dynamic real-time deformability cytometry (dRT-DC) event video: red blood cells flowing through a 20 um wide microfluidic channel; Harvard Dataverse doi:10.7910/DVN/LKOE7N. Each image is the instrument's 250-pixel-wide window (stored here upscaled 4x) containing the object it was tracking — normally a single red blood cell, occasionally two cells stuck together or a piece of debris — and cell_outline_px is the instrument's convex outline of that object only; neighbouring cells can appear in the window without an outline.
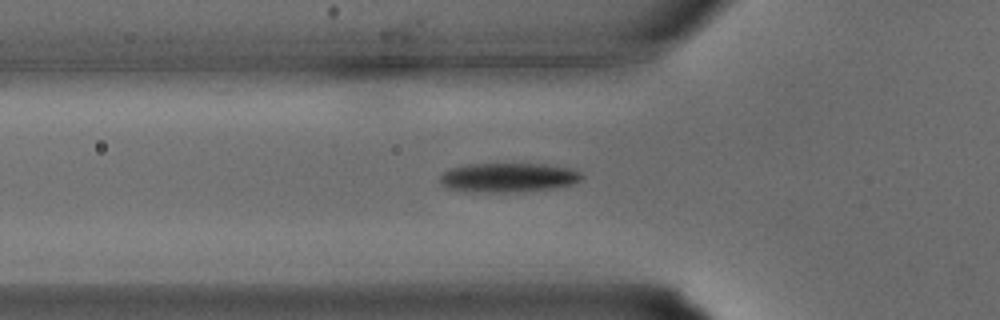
{"species": "common noctule bat (a hibernating species)", "species_latin": "Nyctalus noctula", "temperature_condition": "warm", "stored_images_in_passage": 31, "camera_frame_rate_fps": 3000, "um_per_image_px": 0.085, "animal": {"sex": "male", "body_mass_g": 15.6}, "frame": {"image": 1, "passage_image": 11, "time_ms": 3.333, "image_size_px": [1000, 320], "cell_outline_px": [[584, 176], [580, 180], [572, 184], [552, 188], [508, 192], [472, 192], [444, 188], [440, 184], [440, 176], [448, 168], [468, 164], [544, 164], [568, 168], [580, 172]], "centroid_in_image_um": [43.13, 15.09], "position_along_channel_um": 82.7, "area_um2": 24.16}}
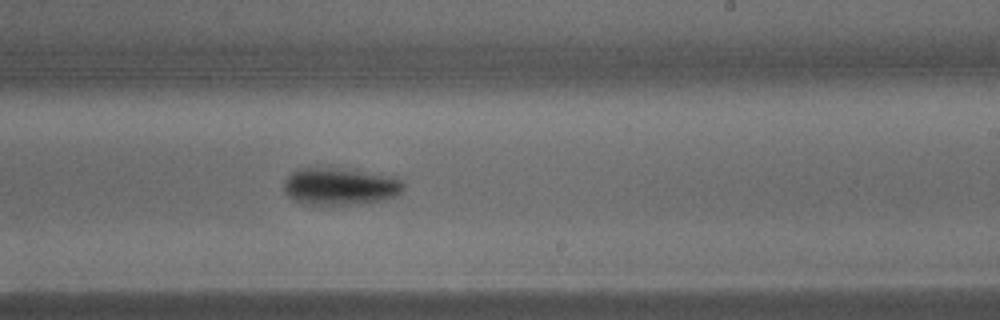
{"frame": {"image": 2, "passage_image": 20, "time_ms": 6.333, "image_size_px": [1000, 320], "cell_outline_px": [[404, 188], [396, 196], [380, 200], [360, 204], [304, 204], [288, 196], [284, 192], [284, 180], [296, 168], [316, 168], [396, 176], [404, 184]], "centroid_in_image_um": [28.88, 15.87], "position_along_channel_um": 260.1, "area_um2": 25.26}}
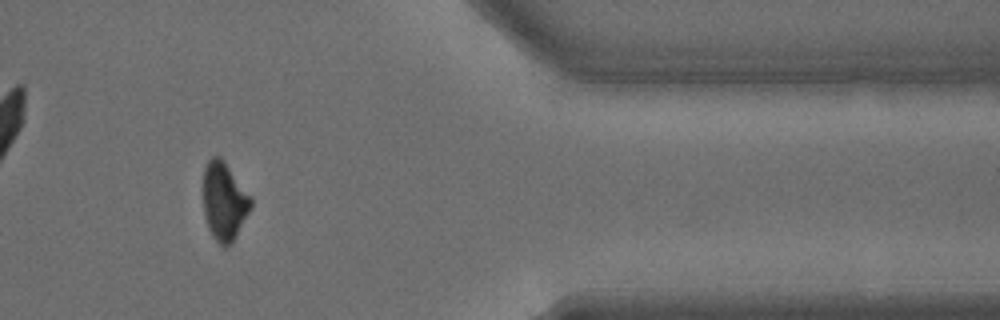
{"frame": {"image": 3, "passage_image": 28, "time_ms": 9.0, "image_size_px": [1000, 320], "cell_outline_px": [[252, 204], [232, 244], [224, 248], [212, 236], [208, 228], [204, 212], [204, 168], [208, 160], [212, 156], [220, 156], [224, 160], [252, 196]], "centroid_in_image_um": [19.06, 17.1], "position_along_channel_um": 392.3, "area_um2": 21.73}}